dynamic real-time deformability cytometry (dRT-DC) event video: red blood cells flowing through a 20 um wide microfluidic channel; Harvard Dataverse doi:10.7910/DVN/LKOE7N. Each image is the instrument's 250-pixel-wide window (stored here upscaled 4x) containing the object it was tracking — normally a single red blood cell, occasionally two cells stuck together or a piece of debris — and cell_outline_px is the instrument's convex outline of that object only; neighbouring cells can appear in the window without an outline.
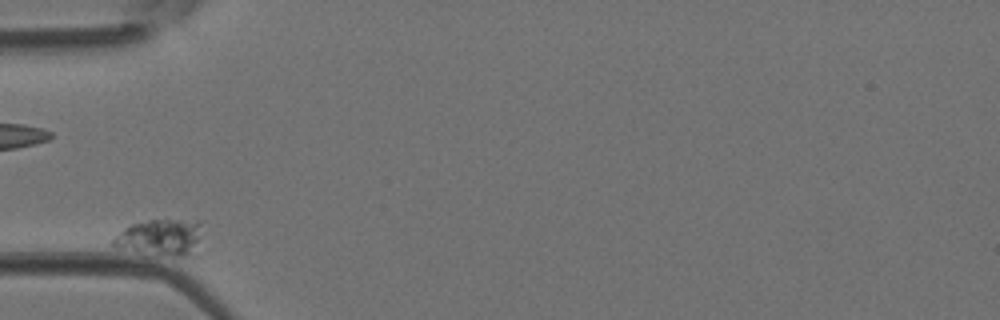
{"species": "Egyptian fruit bat (a non-hibernating species)", "species_latin": "Rousettus aegyptiacus", "temperature_condition": "room temperature", "stored_images_in_passage": 5, "camera_frame_rate_fps": 3000, "um_per_image_px": 0.085, "animal": {"sex": "female"}, "frame": {"image": 1, "passage_image": 4, "time_ms": 1.0, "image_size_px": [1000, 320], "cell_outline_px": [[200, 224], [196, 240], [188, 256], [176, 256], [116, 248], [112, 244], [112, 240], [124, 228], [132, 224], [148, 220], [196, 220]], "centroid_in_image_um": [13.54, 20.15], "position_along_channel_um": 71.5, "area_um2": 17.86}}
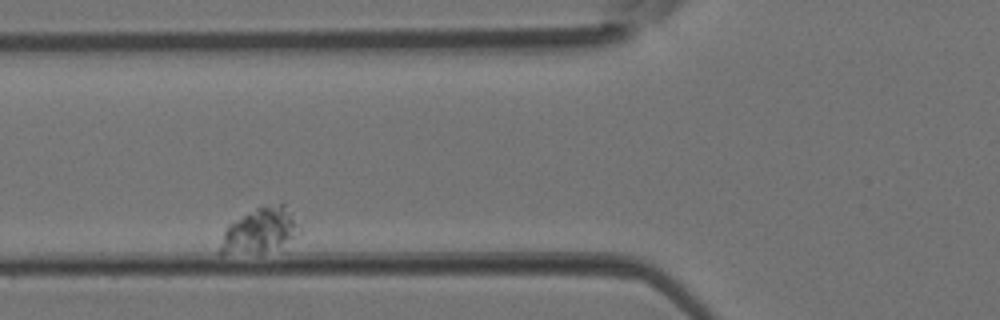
{"frame": {"image": 2, "passage_image": 5, "time_ms": 1.333, "image_size_px": [1000, 320], "cell_outline_px": [[304, 224], [300, 232], [296, 236], [260, 252], [220, 252], [220, 248], [224, 228], [228, 224], [256, 208], [264, 204], [284, 204]], "centroid_in_image_um": [22.17, 19.5], "position_along_channel_um": 103.6, "area_um2": 20.23}}